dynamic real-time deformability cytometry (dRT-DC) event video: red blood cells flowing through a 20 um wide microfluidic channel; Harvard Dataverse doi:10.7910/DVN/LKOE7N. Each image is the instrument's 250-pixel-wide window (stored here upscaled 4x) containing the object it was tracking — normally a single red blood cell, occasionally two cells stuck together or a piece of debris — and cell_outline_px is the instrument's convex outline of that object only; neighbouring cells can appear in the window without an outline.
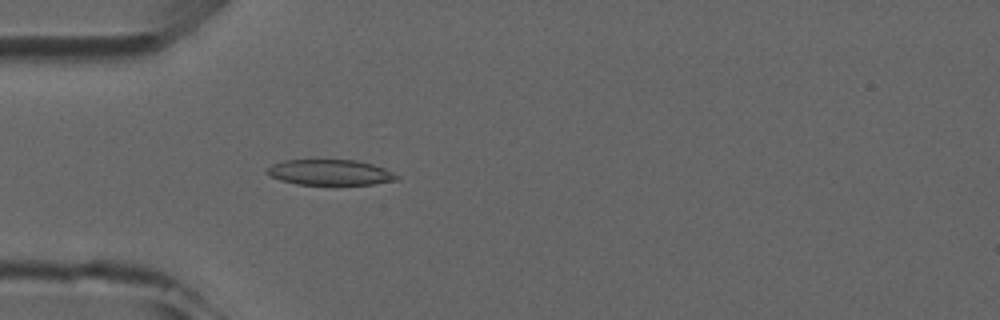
{"species": "common noctule bat (a hibernating species)", "species_latin": "Nyctalus noctula", "temperature_condition": "room temperature", "stored_images_in_passage": 5, "camera_frame_rate_fps": 3000, "um_per_image_px": 0.085, "animal": {"sex": "male", "forearm_length_mm": 52.5}, "frame": {"image": 1, "passage_image": 5, "time_ms": 4.667, "image_size_px": [1000, 320], "cell_outline_px": [[400, 180], [372, 184], [296, 184], [280, 180], [264, 172], [272, 164], [284, 160], [356, 160], [372, 164], [384, 168], [400, 176]], "centroid_in_image_um": [28.07, 14.65], "position_along_channel_um": 56.9, "area_um2": 19.25}}